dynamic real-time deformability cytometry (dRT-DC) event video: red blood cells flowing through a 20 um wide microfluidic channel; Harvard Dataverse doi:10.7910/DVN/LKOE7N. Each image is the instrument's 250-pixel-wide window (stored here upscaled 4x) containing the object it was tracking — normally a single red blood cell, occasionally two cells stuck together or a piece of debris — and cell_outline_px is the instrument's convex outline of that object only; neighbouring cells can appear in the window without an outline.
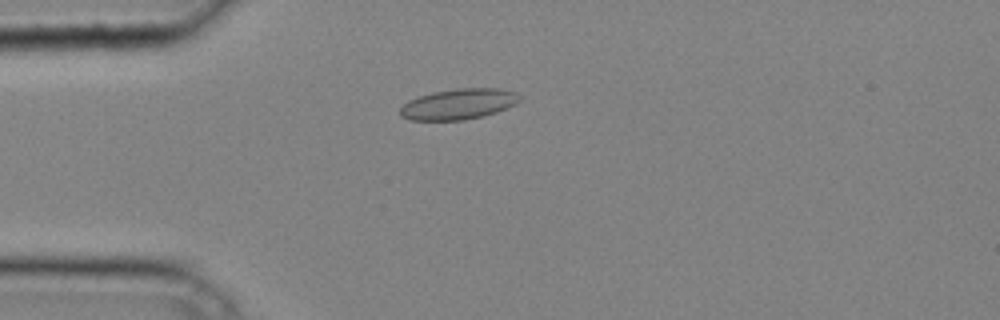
{"species": "common noctule bat (a hibernating species)", "species_latin": "Nyctalus noctula", "temperature_condition": "cold", "stored_images_in_passage": 37, "camera_frame_rate_fps": 3000, "um_per_image_px": 0.085, "animal": {"sex": "male", "body_mass_g": 20.4}, "frame": {"image": 1, "passage_image": 11, "time_ms": 3.333, "image_size_px": [1000, 320], "cell_outline_px": [[520, 100], [516, 104], [508, 108], [484, 116], [464, 120], [412, 120], [400, 116], [400, 108], [408, 100], [432, 92], [456, 88], [500, 88], [516, 92], [520, 96]], "centroid_in_image_um": [39.0, 8.84], "position_along_channel_um": 46.0, "area_um2": 21.5}}
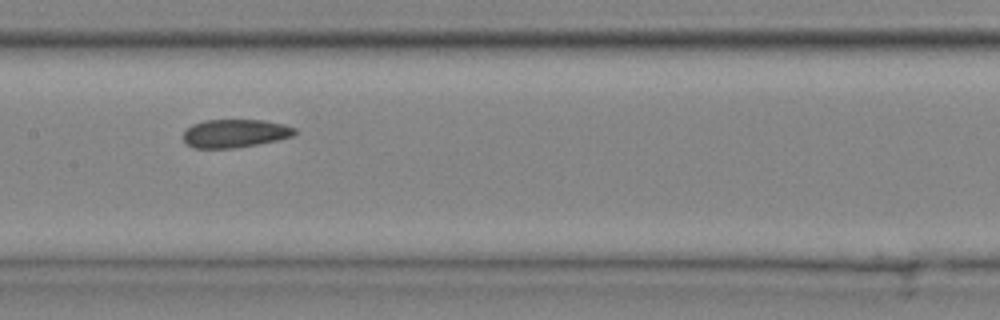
{"frame": {"image": 2, "passage_image": 21, "time_ms": 6.667, "image_size_px": [1000, 320], "cell_outline_px": [[296, 136], [256, 144], [232, 148], [192, 148], [184, 144], [184, 132], [192, 124], [204, 120], [264, 120], [284, 124], [296, 128]], "centroid_in_image_um": [19.97, 11.33], "position_along_channel_um": 187.4, "area_um2": 18.44}}
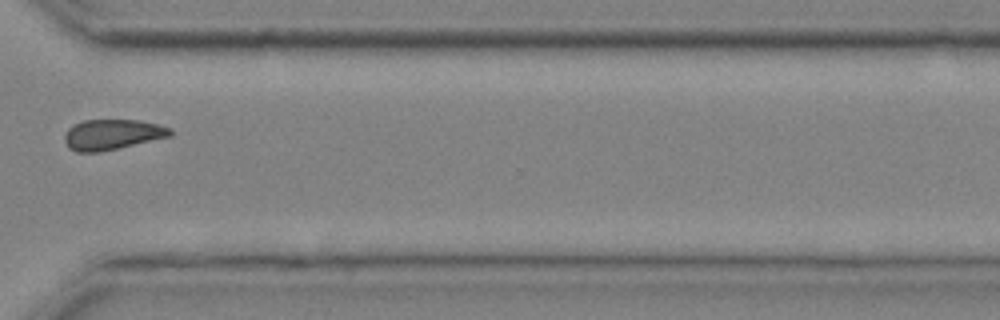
{"frame": {"image": 3, "passage_image": 32, "time_ms": 10.333, "image_size_px": [1000, 320], "cell_outline_px": [[172, 136], [100, 152], [76, 152], [68, 148], [64, 140], [64, 136], [68, 128], [84, 120], [140, 120], [172, 128]], "centroid_in_image_um": [9.54, 11.44], "position_along_channel_um": 361.1, "area_um2": 18.73}}